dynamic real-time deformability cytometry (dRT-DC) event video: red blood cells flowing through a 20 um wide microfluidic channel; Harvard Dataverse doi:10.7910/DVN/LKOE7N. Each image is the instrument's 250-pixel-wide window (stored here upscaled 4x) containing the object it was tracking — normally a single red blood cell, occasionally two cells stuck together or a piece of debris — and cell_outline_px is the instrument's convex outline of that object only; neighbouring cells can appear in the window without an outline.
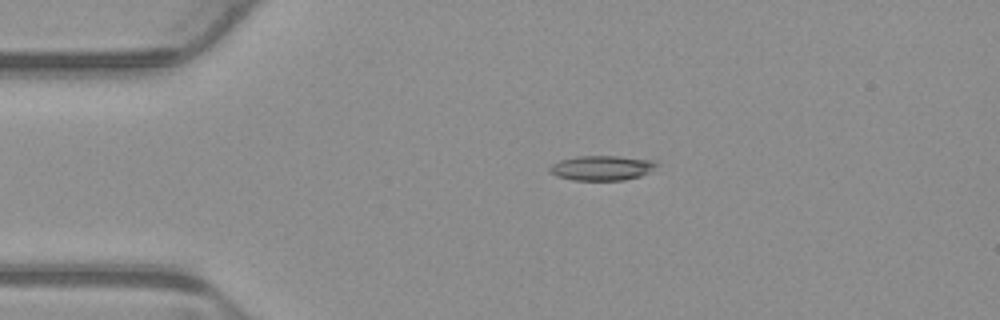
{"species": "common noctule bat (a hibernating species)", "species_latin": "Nyctalus noctula", "temperature_condition": "warm", "stored_images_in_passage": 2, "camera_frame_rate_fps": 3000, "um_per_image_px": 0.085, "animal": {"sex": "male", "body_mass_g": 23.1, "forearm_length_mm": 52.7}, "frame": {"image": 1, "passage_image": 1, "time_ms": 0.0, "image_size_px": [1000, 320], "cell_outline_px": [[656, 164], [648, 172], [640, 176], [624, 180], [572, 180], [556, 176], [548, 172], [548, 168], [552, 164], [560, 160], [576, 156], [616, 156], [656, 160]], "centroid_in_image_um": [51.09, 14.27], "position_along_channel_um": 33.9, "area_um2": 15.43}}